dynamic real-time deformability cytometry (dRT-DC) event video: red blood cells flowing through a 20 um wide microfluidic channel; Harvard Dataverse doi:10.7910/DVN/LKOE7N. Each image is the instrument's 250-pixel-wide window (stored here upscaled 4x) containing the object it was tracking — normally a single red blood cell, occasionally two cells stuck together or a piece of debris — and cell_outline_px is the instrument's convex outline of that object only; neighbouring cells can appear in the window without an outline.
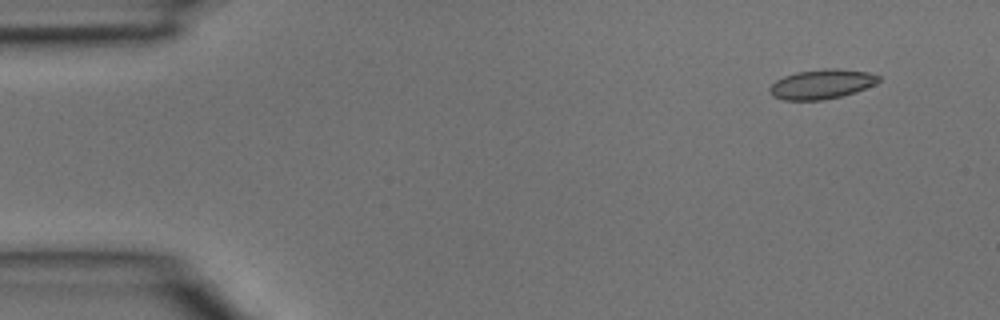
{"species": "common noctule bat (a hibernating species)", "species_latin": "Nyctalus noctula", "temperature_condition": "room temperature", "stored_images_in_passage": 4, "camera_frame_rate_fps": 3000, "um_per_image_px": 0.085, "animal": {"sex": "male", "body_mass_g": 15.6}, "frame": {"image": 1, "passage_image": 1, "time_ms": 0.0, "image_size_px": [1000, 320], "cell_outline_px": [[880, 80], [856, 92], [824, 100], [784, 100], [772, 96], [768, 92], [768, 88], [776, 80], [784, 76], [796, 72], [824, 68], [840, 68], [868, 72], [880, 76]], "centroid_in_image_um": [69.8, 7.14], "position_along_channel_um": 15.2, "area_um2": 18.84}}
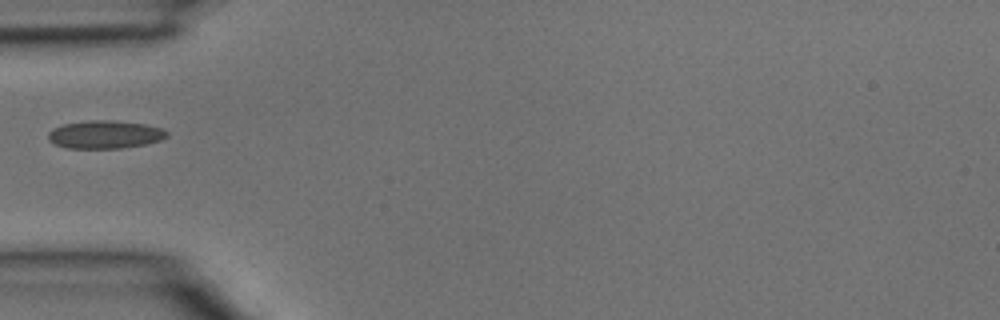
{"frame": {"image": 2, "passage_image": 4, "time_ms": 1.0, "image_size_px": [1000, 320], "cell_outline_px": [[168, 136], [160, 140], [144, 144], [120, 148], [64, 148], [52, 144], [48, 140], [48, 132], [52, 128], [64, 124], [92, 120], [112, 120], [144, 124], [164, 128], [168, 132]], "centroid_in_image_um": [8.89, 11.43], "position_along_channel_um": 76.1, "area_um2": 19.48}}